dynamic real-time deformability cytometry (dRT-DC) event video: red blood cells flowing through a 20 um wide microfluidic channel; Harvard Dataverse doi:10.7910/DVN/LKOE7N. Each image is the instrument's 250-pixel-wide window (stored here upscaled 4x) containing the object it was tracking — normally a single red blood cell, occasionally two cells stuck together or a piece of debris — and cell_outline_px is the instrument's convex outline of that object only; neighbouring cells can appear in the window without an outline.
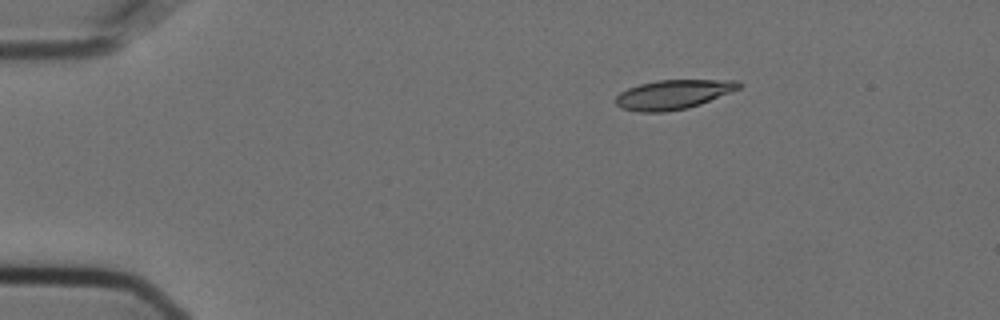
{"species": "Egyptian fruit bat (a non-hibernating species)", "species_latin": "Rousettus aegyptiacus", "temperature_condition": "cold", "stored_images_in_passage": 9, "camera_frame_rate_fps": 3000, "um_per_image_px": 0.085, "animal": {"sex": "female"}, "frame": {"image": 1, "passage_image": 1, "time_ms": 0.0, "image_size_px": [1000, 320], "cell_outline_px": [[744, 84], [740, 88], [700, 104], [688, 108], [664, 112], [640, 112], [620, 108], [616, 104], [616, 96], [620, 92], [628, 88], [640, 84], [660, 80], [740, 80]], "centroid_in_image_um": [57.23, 8.03], "position_along_channel_um": 27.8, "area_um2": 21.04}}